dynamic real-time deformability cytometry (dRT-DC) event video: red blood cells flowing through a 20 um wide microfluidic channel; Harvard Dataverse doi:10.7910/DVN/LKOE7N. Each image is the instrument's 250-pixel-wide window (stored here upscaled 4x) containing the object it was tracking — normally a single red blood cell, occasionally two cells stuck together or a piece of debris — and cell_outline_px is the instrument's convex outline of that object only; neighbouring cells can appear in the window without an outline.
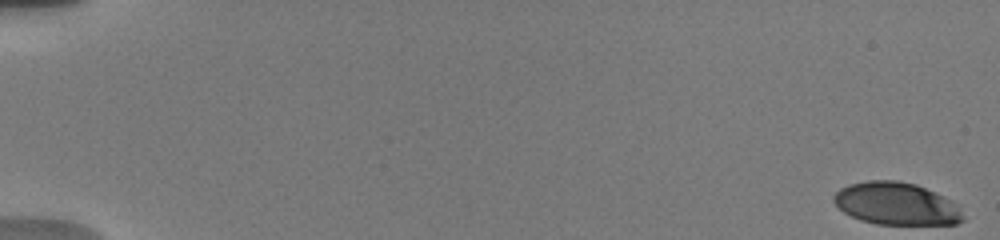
{"species": "human", "species_latin": "Homo sapiens", "temperature_condition": "warm", "stored_images_in_passage": 32, "camera_frame_rate_fps": 3000, "um_per_image_px": 0.085, "donor": {"sex": "male"}, "frame": {"image": 1, "passage_image": 1, "time_ms": 0.0, "image_size_px": [1000, 240], "cell_outline_px": [[964, 220], [956, 224], [876, 224], [860, 220], [844, 212], [832, 200], [832, 196], [840, 188], [848, 184], [868, 180], [896, 180], [916, 184], [944, 196], [952, 200], [956, 204], [964, 216]], "centroid_in_image_um": [76.18, 17.31], "position_along_channel_um": 8.8, "area_um2": 32.08}}
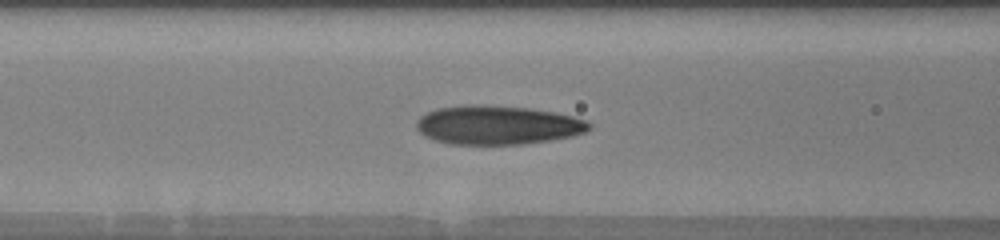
{"frame": {"image": 2, "passage_image": 15, "time_ms": 8.0, "image_size_px": [1000, 240], "cell_outline_px": [[592, 128], [584, 132], [572, 136], [524, 144], [452, 144], [436, 140], [424, 136], [416, 128], [416, 120], [420, 116], [436, 108], [464, 104], [484, 104], [528, 108], [556, 112], [588, 120], [592, 124]], "centroid_in_image_um": [42.29, 10.61], "position_along_channel_um": 124.3, "area_um2": 39.48}}
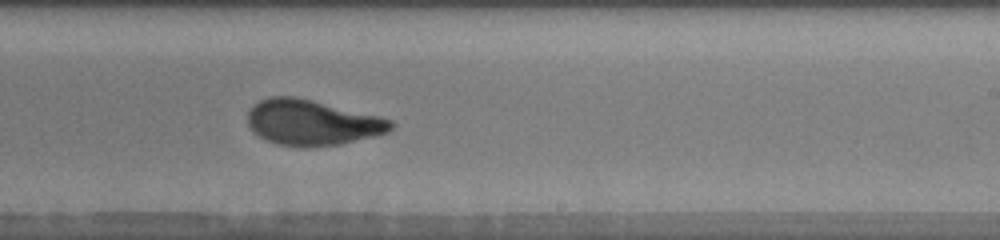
{"frame": {"image": 3, "passage_image": 21, "time_ms": 11.667, "image_size_px": [1000, 240], "cell_outline_px": [[396, 124], [388, 132], [376, 136], [340, 144], [312, 148], [300, 148], [276, 144], [260, 136], [248, 124], [248, 112], [252, 104], [260, 100], [272, 96], [296, 96], [380, 116], [392, 120]], "centroid_in_image_um": [26.55, 10.42], "position_along_channel_um": 262.4, "area_um2": 38.32}, "authors_computed_cell_mechanics": {"area_um2": 36.4718, "velocity_mm_per_s": 3.7721, "shape_relaxation_time_tau1_ms": 4.467, "shape_relaxation_time_tau2_ms": 0.9405, "deformation_change_tau1": 0.1945, "deformation_change_tau2": 0.0768}}